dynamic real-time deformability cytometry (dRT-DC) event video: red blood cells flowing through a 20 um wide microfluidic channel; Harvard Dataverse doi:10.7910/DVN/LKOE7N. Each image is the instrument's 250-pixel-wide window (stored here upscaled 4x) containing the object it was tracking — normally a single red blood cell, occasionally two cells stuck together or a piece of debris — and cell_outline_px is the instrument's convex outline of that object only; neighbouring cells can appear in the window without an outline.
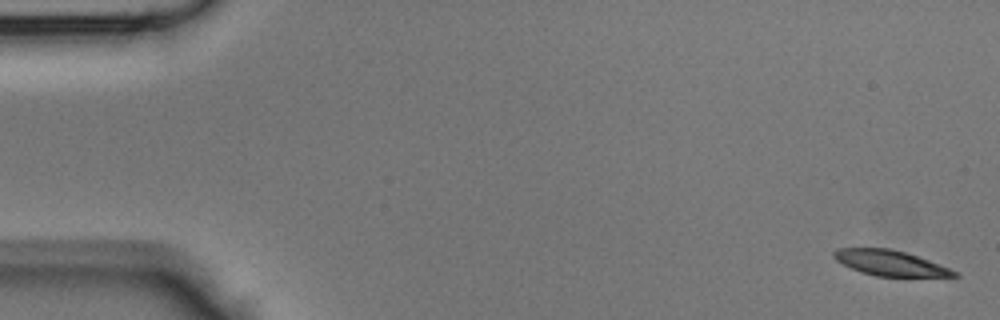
{"species": "Egyptian fruit bat (a non-hibernating species)", "species_latin": "Rousettus aegyptiacus", "temperature_condition": "room temperature", "stored_images_in_passage": 45, "camera_frame_rate_fps": 3000, "um_per_image_px": 0.085, "animal": {"sex": "male"}, "frame": {"image": 1, "passage_image": 1, "time_ms": 0.0, "image_size_px": [1000, 320], "cell_outline_px": [[960, 276], [876, 276], [860, 272], [836, 260], [832, 256], [832, 252], [836, 248], [888, 248], [904, 252], [928, 260], [960, 272]], "centroid_in_image_um": [75.64, 22.35], "position_along_channel_um": 9.4, "area_um2": 17.57}}
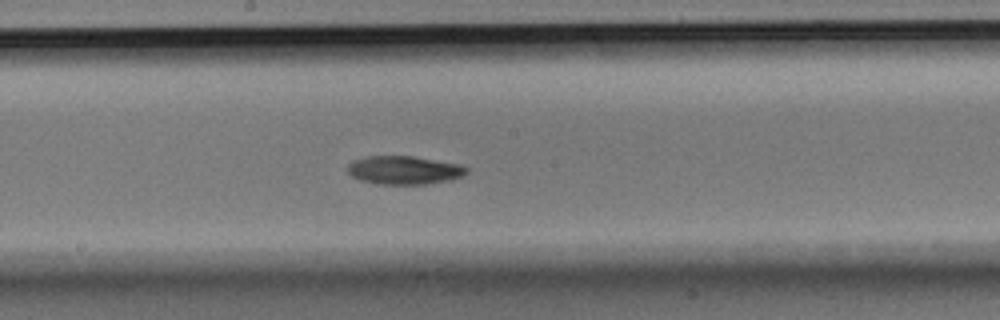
{"frame": {"image": 2, "passage_image": 24, "time_ms": 7.667, "image_size_px": [1000, 320], "cell_outline_px": [[468, 172], [452, 180], [428, 184], [376, 184], [360, 180], [352, 176], [348, 172], [348, 164], [352, 160], [364, 156], [412, 156], [460, 164], [468, 168]], "centroid_in_image_um": [34.34, 14.46], "position_along_channel_um": 213.9, "area_um2": 19.83}}
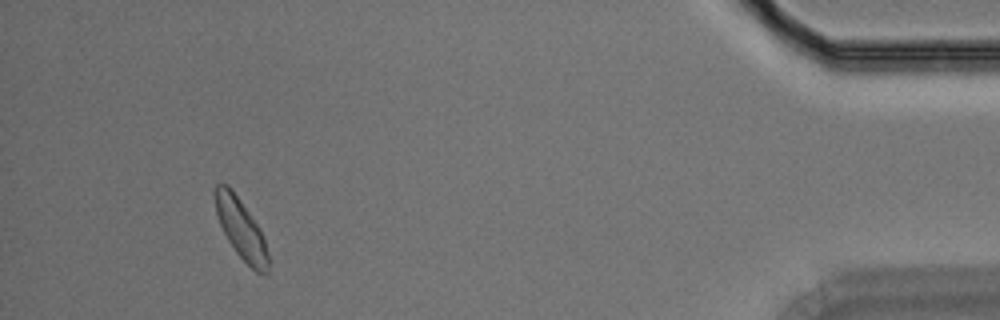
{"frame": {"image": 3, "passage_image": 42, "time_ms": 13.667, "image_size_px": [1000, 320], "cell_outline_px": [[268, 272], [264, 276], [256, 272], [236, 252], [228, 240], [220, 224], [216, 212], [212, 192], [216, 184], [228, 184], [232, 188], [260, 228], [264, 240], [268, 256]], "centroid_in_image_um": [20.46, 19.41], "position_along_channel_um": 414.7, "area_um2": 18.61}}